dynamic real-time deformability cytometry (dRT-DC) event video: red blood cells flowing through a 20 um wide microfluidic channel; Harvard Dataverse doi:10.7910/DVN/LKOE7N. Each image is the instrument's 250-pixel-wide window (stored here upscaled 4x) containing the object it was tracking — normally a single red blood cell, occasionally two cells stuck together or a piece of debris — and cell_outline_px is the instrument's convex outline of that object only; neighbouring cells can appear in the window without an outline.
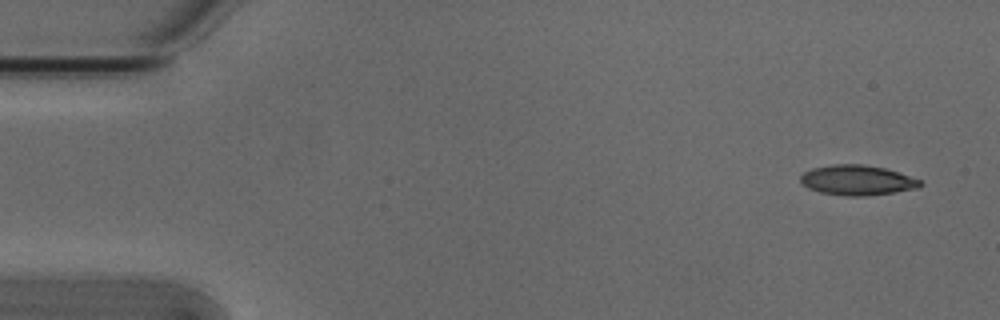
{"species": "Egyptian fruit bat (a non-hibernating species)", "species_latin": "Rousettus aegyptiacus", "temperature_condition": "cold", "stored_images_in_passage": 8, "camera_frame_rate_fps": 3000, "um_per_image_px": 0.085, "animal": {"sex": "male"}, "frame": {"image": 1, "passage_image": 1, "time_ms": 0.0, "image_size_px": [1000, 320], "cell_outline_px": [[924, 184], [920, 188], [868, 196], [844, 196], [820, 192], [808, 188], [800, 180], [800, 176], [804, 172], [812, 168], [832, 164], [860, 164], [884, 168], [920, 180]], "centroid_in_image_um": [72.86, 15.32], "position_along_channel_um": 12.1, "area_um2": 20.92}}
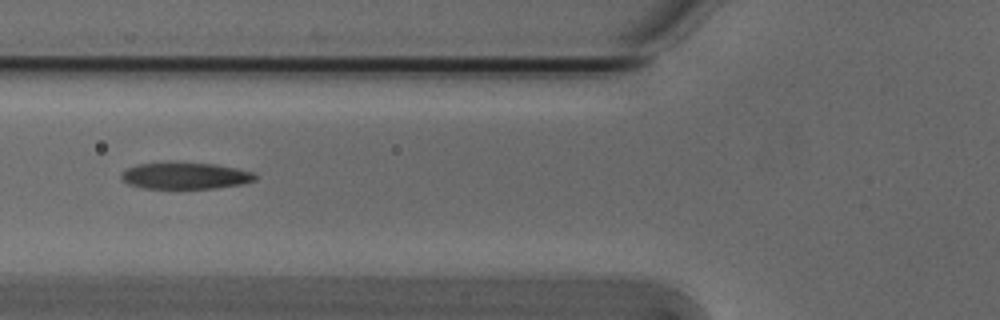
{"frame": {"image": 2, "passage_image": 5, "time_ms": 1.333, "image_size_px": [1000, 320], "cell_outline_px": [[260, 176], [256, 180], [244, 184], [216, 188], [144, 188], [128, 184], [120, 176], [128, 168], [136, 164], [172, 160], [216, 164], [236, 168], [252, 172]], "centroid_in_image_um": [15.78, 14.9], "position_along_channel_um": 110.0, "area_um2": 21.39}}
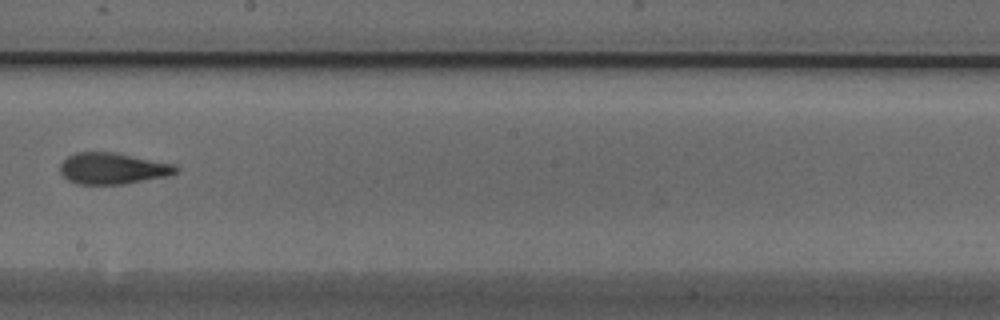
{"frame": {"image": 3, "passage_image": 8, "time_ms": 2.333, "image_size_px": [1000, 320], "cell_outline_px": [[180, 168], [176, 172], [168, 176], [124, 184], [76, 184], [68, 180], [60, 172], [60, 164], [68, 156], [76, 152], [116, 152], [176, 164]], "centroid_in_image_um": [9.6, 14.31], "position_along_channel_um": 238.6, "area_um2": 21.33}}